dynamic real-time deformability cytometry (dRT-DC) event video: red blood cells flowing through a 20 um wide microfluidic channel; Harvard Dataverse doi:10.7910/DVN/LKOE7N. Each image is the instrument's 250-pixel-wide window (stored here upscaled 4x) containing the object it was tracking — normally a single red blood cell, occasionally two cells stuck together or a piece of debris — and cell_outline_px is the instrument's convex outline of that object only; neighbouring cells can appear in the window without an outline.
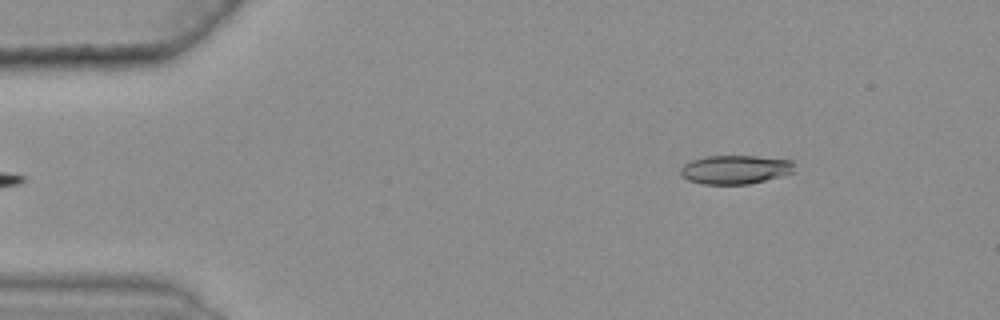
{"species": "common noctule bat (a hibernating species)", "species_latin": "Nyctalus noctula", "temperature_condition": "warm", "stored_images_in_passage": 41, "camera_frame_rate_fps": 3000, "um_per_image_px": 0.085, "animal": {"sex": "female", "body_mass_g": 25.1}, "frame": {"image": 1, "passage_image": 1, "time_ms": 0.0, "image_size_px": [1000, 320], "cell_outline_px": [[792, 172], [780, 176], [748, 184], [704, 184], [688, 180], [680, 172], [680, 168], [684, 164], [692, 160], [708, 156], [756, 156], [792, 160]], "centroid_in_image_um": [62.46, 14.41], "position_along_channel_um": 22.5, "area_um2": 18.79}}
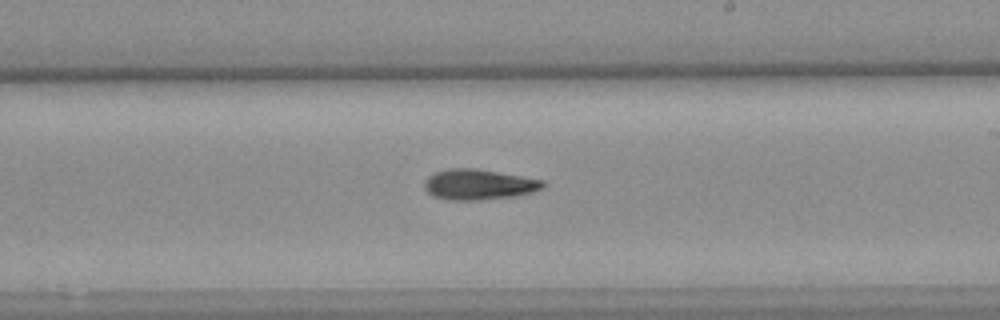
{"frame": {"image": 2, "passage_image": 26, "time_ms": 8.333, "image_size_px": [1000, 320], "cell_outline_px": [[544, 188], [532, 192], [516, 196], [480, 200], [448, 200], [432, 196], [428, 192], [424, 184], [428, 176], [436, 172], [448, 168], [476, 168], [544, 180]], "centroid_in_image_um": [40.7, 15.68], "position_along_channel_um": 248.3, "area_um2": 21.1}}
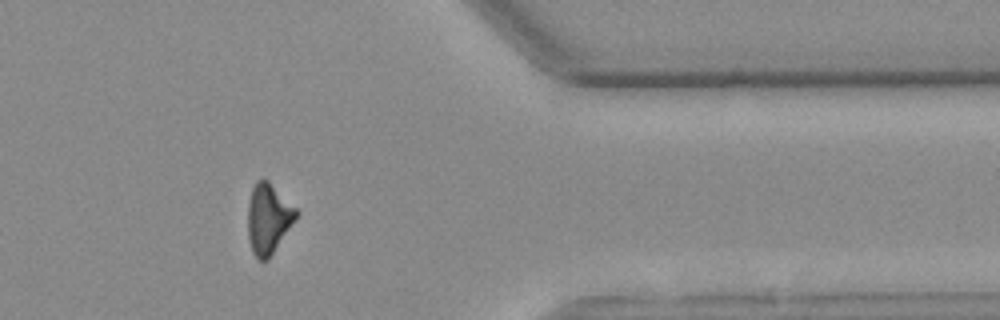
{"frame": {"image": 3, "passage_image": 39, "time_ms": 12.667, "image_size_px": [1000, 320], "cell_outline_px": [[300, 212], [268, 260], [260, 260], [252, 252], [248, 240], [248, 204], [252, 188], [256, 180], [268, 180]], "centroid_in_image_um": [22.8, 18.58], "position_along_channel_um": 388.6, "area_um2": 19.59}, "authors_computed_cell_mechanics": {"area_um2": 20.1722, "velocity_mm_per_s": 3.6571, "shape_relaxation_time_tau1_ms": 8.2192, "shape_relaxation_time_tau2_ms": null, "deformation_change_tau1": 0.196, "deformation_change_tau2": null}}